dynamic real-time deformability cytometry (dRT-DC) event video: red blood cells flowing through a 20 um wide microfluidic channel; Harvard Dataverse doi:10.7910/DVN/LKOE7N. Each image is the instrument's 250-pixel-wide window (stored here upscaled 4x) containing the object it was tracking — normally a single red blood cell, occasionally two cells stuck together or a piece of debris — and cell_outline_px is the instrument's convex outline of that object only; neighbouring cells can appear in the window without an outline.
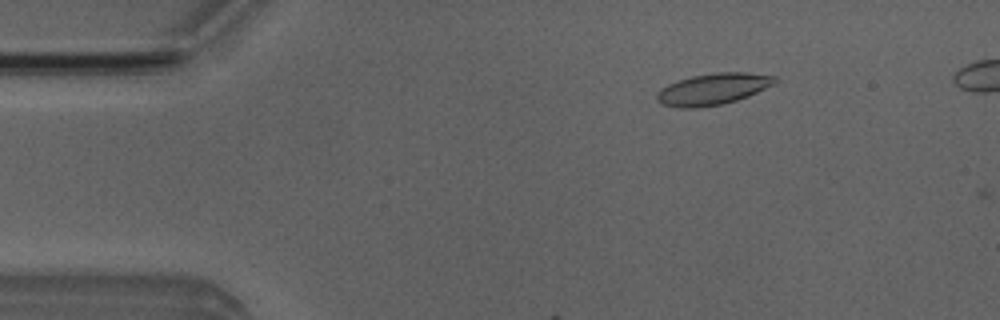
{"species": "Egyptian fruit bat (a non-hibernating species)", "species_latin": "Rousettus aegyptiacus", "temperature_condition": "room temperature", "stored_images_in_passage": 3, "camera_frame_rate_fps": 3000, "um_per_image_px": 0.085, "animal": {"sex": "male"}, "frame": {"image": 1, "passage_image": 2, "time_ms": 1.333, "image_size_px": [1000, 320], "cell_outline_px": [[776, 80], [772, 84], [748, 96], [736, 100], [720, 104], [696, 108], [680, 108], [664, 104], [656, 100], [656, 92], [660, 88], [668, 84], [692, 76], [716, 72], [748, 72], [776, 76]], "centroid_in_image_um": [60.56, 7.56], "position_along_channel_um": 24.4, "area_um2": 21.39}}